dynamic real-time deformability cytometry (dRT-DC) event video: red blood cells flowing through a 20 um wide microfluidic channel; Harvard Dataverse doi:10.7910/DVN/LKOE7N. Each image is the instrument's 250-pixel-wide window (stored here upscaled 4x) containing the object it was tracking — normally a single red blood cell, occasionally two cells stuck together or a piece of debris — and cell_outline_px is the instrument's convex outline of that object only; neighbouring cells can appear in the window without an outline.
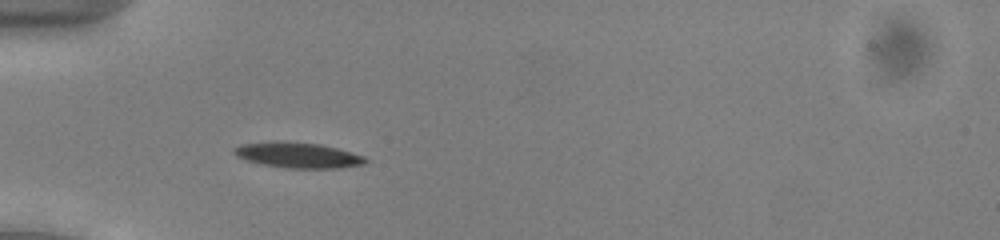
{"species": "common noctule bat (a hibernating species)", "species_latin": "Nyctalus noctula", "temperature_condition": "cold", "stored_images_in_passage": 52, "camera_frame_rate_fps": 3000, "um_per_image_px": 0.085, "animal": {"sex": "male", "body_mass_g": 13.0, "forearm_length_mm": 53.1}, "frame": {"image": 1, "passage_image": 16, "time_ms": 5.0, "image_size_px": [1000, 240], "cell_outline_px": [[368, 160], [364, 164], [336, 168], [288, 168], [260, 164], [236, 156], [232, 152], [232, 148], [240, 144], [272, 140], [284, 140], [320, 144], [352, 152], [364, 156]], "centroid_in_image_um": [25.26, 13.16], "position_along_channel_um": 59.7, "area_um2": 19.83}}
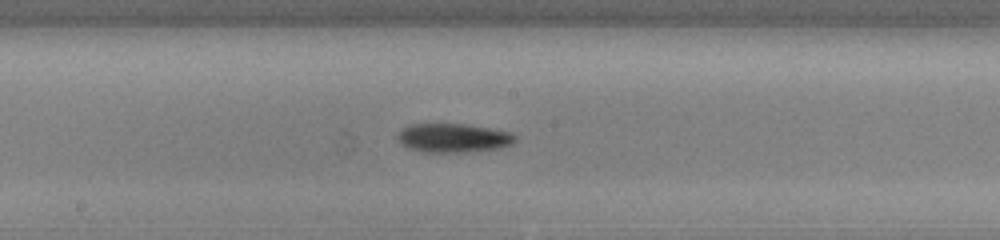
{"frame": {"image": 2, "passage_image": 28, "time_ms": 9.0, "image_size_px": [1000, 240], "cell_outline_px": [[516, 140], [512, 144], [500, 148], [472, 152], [424, 152], [408, 148], [400, 144], [396, 136], [408, 124], [464, 124], [512, 132], [516, 136]], "centroid_in_image_um": [38.54, 11.73], "position_along_channel_um": 209.7, "area_um2": 19.94}}
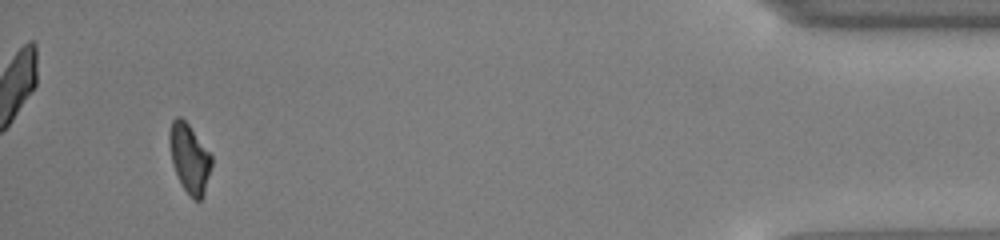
{"frame": {"image": 3, "passage_image": 49, "time_ms": 16.0, "image_size_px": [1000, 240], "cell_outline_px": [[212, 164], [204, 196], [200, 200], [192, 200], [188, 196], [172, 164], [168, 140], [168, 132], [172, 120], [176, 116], [180, 116], [188, 124], [212, 156]], "centroid_in_image_um": [16.09, 13.46], "position_along_channel_um": 419.1, "area_um2": 16.99}, "authors_computed_cell_mechanics": {"area_um2": 18.3226, "velocity_mm_per_s": 3.9367, "shape_relaxation_time_tau1_ms": 1.7101, "shape_relaxation_time_tau2_ms": null, "deformation_change_tau1": 0.1058, "deformation_change_tau2": null}}